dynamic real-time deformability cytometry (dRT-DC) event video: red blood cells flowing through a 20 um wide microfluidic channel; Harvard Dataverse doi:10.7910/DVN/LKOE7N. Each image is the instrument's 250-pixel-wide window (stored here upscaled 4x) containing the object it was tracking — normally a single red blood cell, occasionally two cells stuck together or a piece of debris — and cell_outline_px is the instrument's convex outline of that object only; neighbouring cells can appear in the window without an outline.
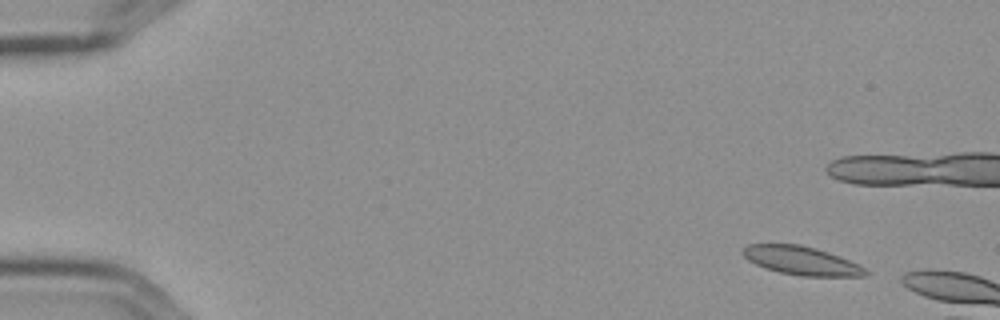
{"species": "Egyptian fruit bat (a non-hibernating species)", "species_latin": "Rousettus aegyptiacus", "temperature_condition": "cold", "stored_images_in_passage": 6, "camera_frame_rate_fps": 3000, "um_per_image_px": 0.085, "frame": {"image": 1, "passage_image": 2, "time_ms": 0.333, "image_size_px": [1000, 320], "cell_outline_px": [[868, 276], [800, 276], [780, 272], [764, 268], [748, 260], [740, 252], [748, 244], [800, 244], [816, 248], [840, 256], [860, 264], [868, 272]], "centroid_in_image_um": [68.13, 22.15], "position_along_channel_um": 16.9, "area_um2": 20.52}}